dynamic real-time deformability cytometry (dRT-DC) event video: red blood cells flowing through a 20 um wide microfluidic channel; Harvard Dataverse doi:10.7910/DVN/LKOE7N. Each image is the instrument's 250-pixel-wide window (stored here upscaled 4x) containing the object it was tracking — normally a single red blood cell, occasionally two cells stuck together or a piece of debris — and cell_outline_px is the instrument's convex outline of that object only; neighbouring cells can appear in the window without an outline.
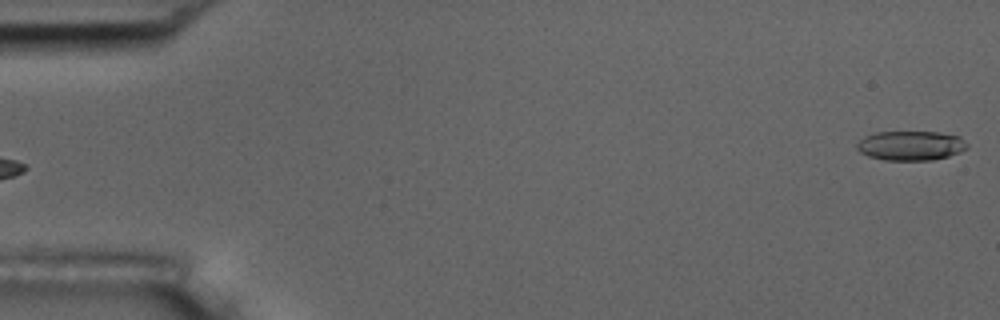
{"species": "common noctule bat (a hibernating species)", "species_latin": "Nyctalus noctula", "temperature_condition": "room temperature", "stored_images_in_passage": 5, "segment_of_instrument_passage": [2, 2], "camera_frame_rate_fps": 3000, "um_per_image_px": 0.085, "animal": {"sex": "male", "body_mass_g": 17.5, "forearm_length_mm": 52.3}, "frame": {"image": 1, "passage_image": 5, "time_ms": 5.667, "image_size_px": [1000, 320], "cell_outline_px": [[968, 148], [960, 152], [948, 156], [932, 160], [884, 160], [868, 156], [860, 152], [856, 148], [856, 144], [864, 136], [876, 132], [940, 132], [960, 136], [968, 144]], "centroid_in_image_um": [77.42, 12.37], "position_along_channel_um": 7.6, "area_um2": 19.07}}